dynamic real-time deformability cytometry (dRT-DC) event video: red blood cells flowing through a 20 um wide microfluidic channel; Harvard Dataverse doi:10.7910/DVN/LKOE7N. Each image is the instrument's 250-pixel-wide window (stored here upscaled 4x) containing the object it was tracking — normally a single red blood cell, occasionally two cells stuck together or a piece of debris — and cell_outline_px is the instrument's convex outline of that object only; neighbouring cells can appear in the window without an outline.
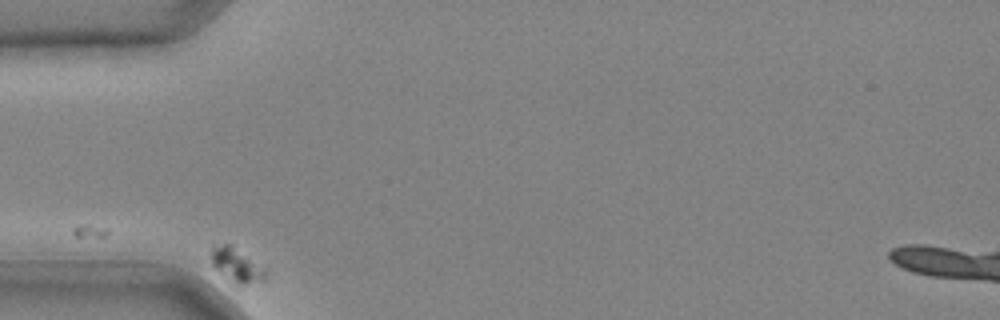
{"species": "common noctule bat (a hibernating species)", "species_latin": "Nyctalus noctula", "temperature_condition": "cold", "stored_images_in_passage": 5, "camera_frame_rate_fps": 3000, "um_per_image_px": 0.085, "animal": {"sex": "male", "body_mass_g": 20.4}, "frame": {"image": 1, "passage_image": 1, "time_ms": 0.0, "image_size_px": [1000, 320], "cell_outline_px": [[268, 276], [264, 280], [240, 288], [212, 268], [212, 244], [232, 244], [268, 268]], "centroid_in_image_um": [20.18, 22.57], "position_along_channel_um": 64.8, "area_um2": 11.68}}